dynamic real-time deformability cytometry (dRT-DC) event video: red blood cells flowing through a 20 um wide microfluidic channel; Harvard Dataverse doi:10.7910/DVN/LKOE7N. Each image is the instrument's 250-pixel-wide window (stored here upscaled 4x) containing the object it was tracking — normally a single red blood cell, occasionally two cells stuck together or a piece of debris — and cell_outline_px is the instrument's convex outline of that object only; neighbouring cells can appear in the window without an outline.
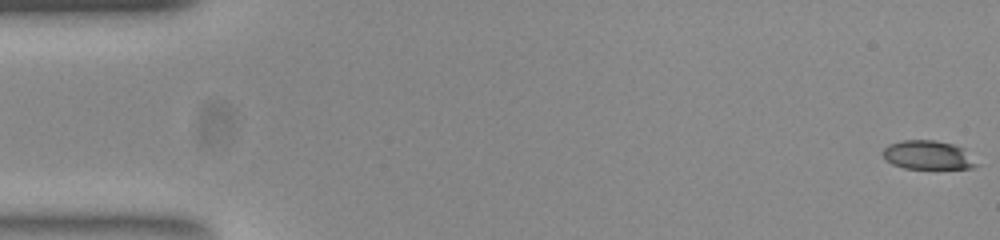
{"species": "common noctule bat (a hibernating species)", "species_latin": "Nyctalus noctula", "temperature_condition": "room temperature", "stored_images_in_passage": 53, "camera_frame_rate_fps": 3000, "um_per_image_px": 0.085, "animal": {"sex": "female", "body_mass_g": 23.0, "forearm_length_mm": 53.4}, "frame": {"image": 1, "passage_image": 1, "time_ms": 0.0, "image_size_px": [1000, 240], "cell_outline_px": [[980, 164], [972, 168], [904, 168], [892, 164], [884, 160], [880, 152], [888, 144], [900, 140], [932, 140], [952, 144], [964, 148]], "centroid_in_image_um": [78.84, 13.17], "position_along_channel_um": 6.2, "area_um2": 15.95}}
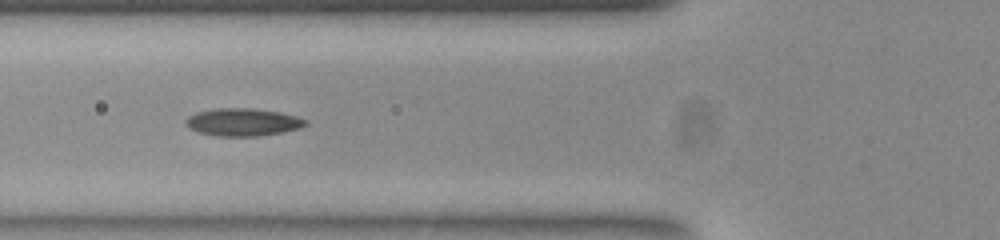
{"frame": {"image": 2, "passage_image": 20, "time_ms": 6.333, "image_size_px": [1000, 240], "cell_outline_px": [[308, 120], [300, 128], [280, 132], [256, 136], [220, 136], [200, 132], [188, 128], [184, 120], [188, 116], [196, 112], [216, 108], [252, 108], [280, 112], [296, 116]], "centroid_in_image_um": [20.6, 10.37], "position_along_channel_um": 105.2, "area_um2": 19.13}}
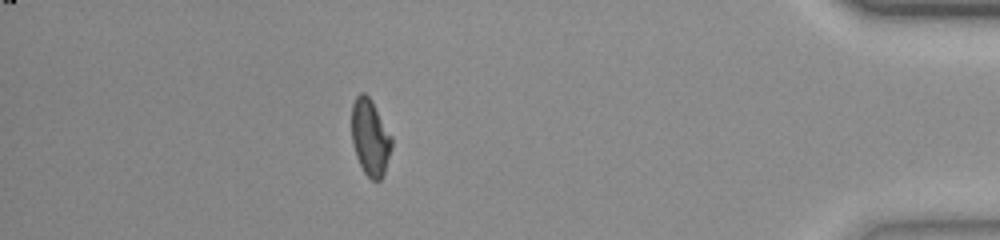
{"frame": {"image": 3, "passage_image": 47, "time_ms": 15.333, "image_size_px": [1000, 240], "cell_outline_px": [[392, 148], [384, 172], [380, 180], [372, 180], [364, 172], [356, 156], [352, 140], [352, 104], [356, 96], [360, 92], [364, 92], [372, 100], [392, 136]], "centroid_in_image_um": [31.47, 11.65], "position_along_channel_um": 403.7, "area_um2": 17.8}, "authors_computed_cell_mechanics": {"area_um2": 17.8024, "velocity_mm_per_s": 3.8776, "shape_relaxation_time_tau1_ms": null, "shape_relaxation_time_tau2_ms": 1.7896, "deformation_change_tau1": null, "deformation_change_tau2": 0.0802}}